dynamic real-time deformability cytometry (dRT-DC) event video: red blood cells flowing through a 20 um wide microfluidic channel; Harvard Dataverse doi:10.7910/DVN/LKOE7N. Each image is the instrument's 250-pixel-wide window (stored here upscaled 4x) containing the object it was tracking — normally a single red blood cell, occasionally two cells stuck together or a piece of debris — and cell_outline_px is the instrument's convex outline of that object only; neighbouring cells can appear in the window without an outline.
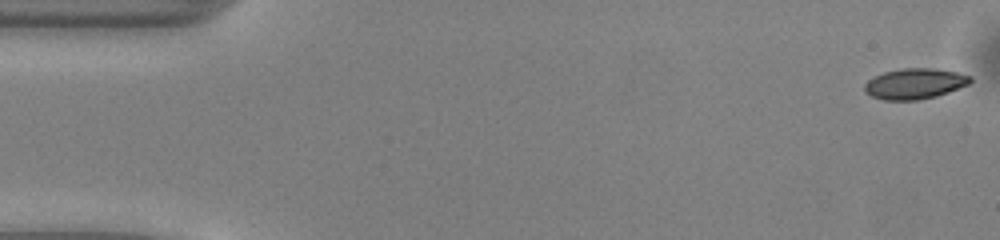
{"species": "common noctule bat (a hibernating species)", "species_latin": "Nyctalus noctula", "temperature_condition": "warm", "stored_images_in_passage": 50, "camera_frame_rate_fps": 3000, "um_per_image_px": 0.085, "animal": {"sex": "male", "body_mass_g": 13.0, "forearm_length_mm": 53.1}, "frame": {"image": 1, "passage_image": 1, "time_ms": 0.0, "image_size_px": [1000, 240], "cell_outline_px": [[972, 80], [968, 84], [948, 92], [936, 96], [916, 100], [884, 100], [872, 96], [864, 92], [864, 84], [868, 80], [884, 72], [900, 68], [932, 68], [956, 72], [972, 76]], "centroid_in_image_um": [77.74, 7.11], "position_along_channel_um": 7.3, "area_um2": 18.79}}
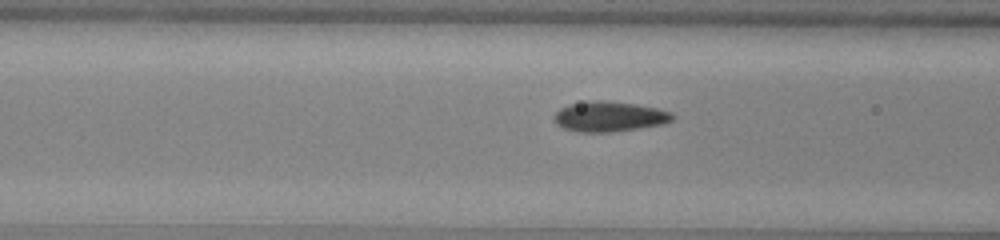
{"frame": {"image": 2, "passage_image": 19, "time_ms": 6.0, "image_size_px": [1000, 240], "cell_outline_px": [[676, 116], [672, 120], [664, 124], [612, 132], [576, 132], [564, 128], [556, 124], [552, 120], [552, 116], [560, 108], [568, 104], [596, 100], [604, 100], [636, 104], [656, 108], [672, 112]], "centroid_in_image_um": [51.77, 9.91], "position_along_channel_um": 114.8, "area_um2": 21.04}}
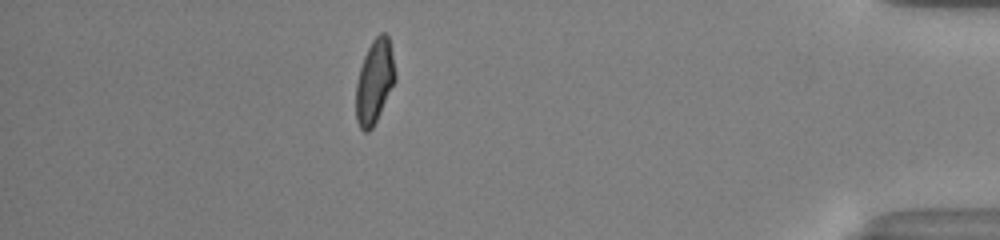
{"frame": {"image": 3, "passage_image": 44, "time_ms": 14.333, "image_size_px": [1000, 240], "cell_outline_px": [[396, 80], [372, 128], [368, 132], [364, 132], [360, 128], [356, 120], [356, 84], [360, 68], [364, 56], [372, 40], [380, 32], [384, 32], [388, 36], [392, 52], [396, 72]], "centroid_in_image_um": [31.84, 6.92], "position_along_channel_um": 403.4, "area_um2": 19.13}, "authors_computed_cell_mechanics": {"area_um2": 19.5364, "velocity_mm_per_s": 4.0867, "shape_relaxation_time_tau1_ms": 4.47, "shape_relaxation_time_tau2_ms": 1.3049, "deformation_change_tau1": 0.1536, "deformation_change_tau2": 0.0713}}